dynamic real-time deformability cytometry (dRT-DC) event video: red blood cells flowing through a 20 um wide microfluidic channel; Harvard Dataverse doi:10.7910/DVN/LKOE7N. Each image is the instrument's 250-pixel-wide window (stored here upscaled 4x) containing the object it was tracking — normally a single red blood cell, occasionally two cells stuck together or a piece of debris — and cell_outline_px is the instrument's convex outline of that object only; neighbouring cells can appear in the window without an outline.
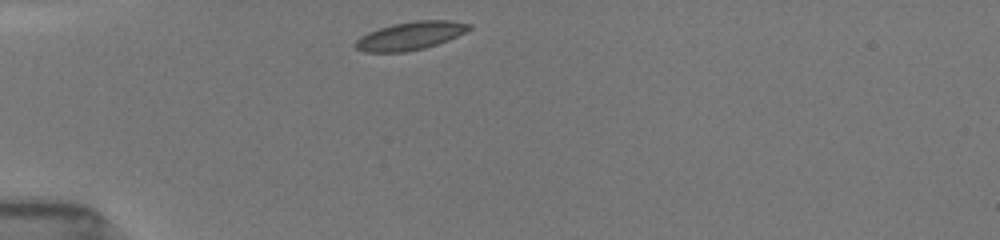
{"species": "common noctule bat (a hibernating species)", "species_latin": "Nyctalus noctula", "temperature_condition": "room temperature", "stored_images_in_passage": 8, "camera_frame_rate_fps": 3000, "um_per_image_px": 0.085, "animal": {"sex": "female", "body_mass_g": 19.5, "forearm_length_mm": 54.1}, "frame": {"image": 1, "passage_image": 1, "time_ms": 0.0, "image_size_px": [1000, 240], "cell_outline_px": [[472, 28], [448, 40], [424, 48], [404, 52], [364, 52], [356, 48], [352, 44], [360, 36], [368, 32], [392, 24], [416, 20], [452, 20], [472, 24]], "centroid_in_image_um": [34.86, 3.03], "position_along_channel_um": 50.1, "area_um2": 18.67}}
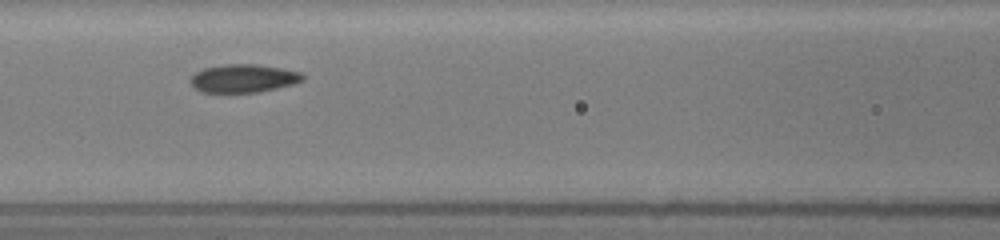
{"frame": {"image": 2, "passage_image": 6, "time_ms": 3.0, "image_size_px": [1000, 240], "cell_outline_px": [[304, 80], [292, 84], [260, 92], [228, 96], [200, 92], [192, 88], [188, 80], [196, 72], [204, 68], [224, 64], [256, 64], [280, 68], [300, 72], [304, 76]], "centroid_in_image_um": [20.59, 6.72], "position_along_channel_um": 146.0, "area_um2": 19.36}}
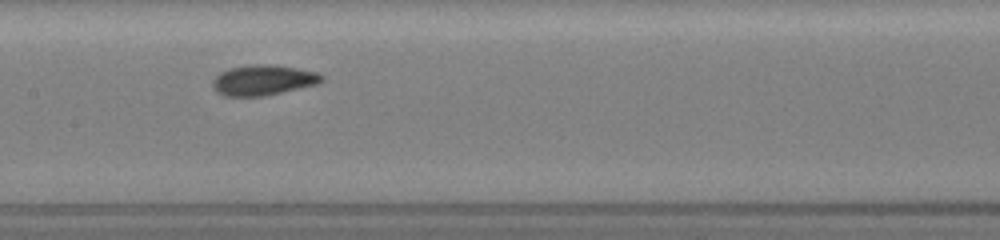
{"frame": {"image": 3, "passage_image": 7, "time_ms": 4.0, "image_size_px": [1000, 240], "cell_outline_px": [[324, 80], [320, 84], [264, 96], [224, 96], [216, 92], [212, 84], [212, 80], [220, 72], [232, 68], [248, 64], [268, 64], [296, 68], [316, 72], [324, 76]], "centroid_in_image_um": [22.38, 6.81], "position_along_channel_um": 185.0, "area_um2": 19.42}}